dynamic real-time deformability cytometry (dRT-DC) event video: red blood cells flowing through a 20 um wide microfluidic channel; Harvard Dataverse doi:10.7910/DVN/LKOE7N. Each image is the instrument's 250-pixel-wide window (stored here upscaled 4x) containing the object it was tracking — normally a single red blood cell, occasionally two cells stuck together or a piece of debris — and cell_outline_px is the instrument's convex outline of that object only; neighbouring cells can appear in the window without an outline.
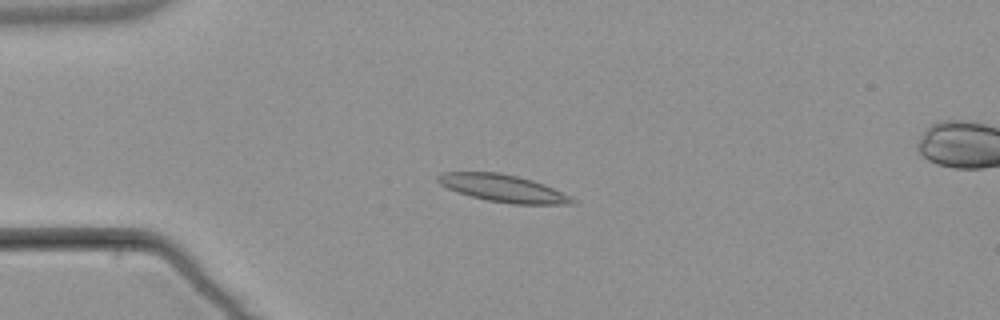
{"species": "common noctule bat (a hibernating species)", "species_latin": "Nyctalus noctula", "temperature_condition": "warm", "stored_images_in_passage": 6, "camera_frame_rate_fps": 3000, "um_per_image_px": 0.085, "animal": {"sex": "male", "body_mass_g": 21.5, "forearm_length_mm": 52.0}, "frame": {"image": 1, "passage_image": 4, "time_ms": 3.667, "image_size_px": [1000, 320], "cell_outline_px": [[576, 204], [512, 204], [488, 200], [456, 192], [440, 184], [436, 180], [436, 176], [440, 172], [500, 172], [532, 180], [544, 184], [572, 196], [576, 200]], "centroid_in_image_um": [42.77, 16.0], "position_along_channel_um": 42.2, "area_um2": 21.44}}